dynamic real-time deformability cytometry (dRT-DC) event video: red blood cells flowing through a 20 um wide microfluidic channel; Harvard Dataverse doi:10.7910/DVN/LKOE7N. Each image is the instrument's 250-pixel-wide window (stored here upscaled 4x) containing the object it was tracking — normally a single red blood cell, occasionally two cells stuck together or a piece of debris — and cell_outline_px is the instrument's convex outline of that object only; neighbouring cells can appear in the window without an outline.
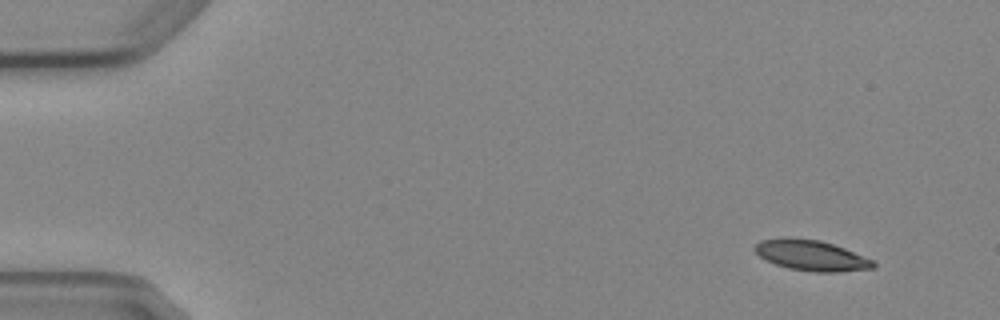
{"species": "Egyptian fruit bat (a non-hibernating species)", "species_latin": "Rousettus aegyptiacus", "temperature_condition": "cold", "stored_images_in_passage": 5, "camera_frame_rate_fps": 3000, "um_per_image_px": 0.085, "animal": {"sex": "female"}, "frame": {"image": 1, "passage_image": 1, "time_ms": 0.0, "image_size_px": [1000, 320], "cell_outline_px": [[876, 268], [840, 272], [816, 272], [788, 268], [764, 260], [752, 248], [760, 240], [820, 240], [844, 248], [872, 260], [876, 264]], "centroid_in_image_um": [69.0, 21.76], "position_along_channel_um": 16.0, "area_um2": 20.4}}
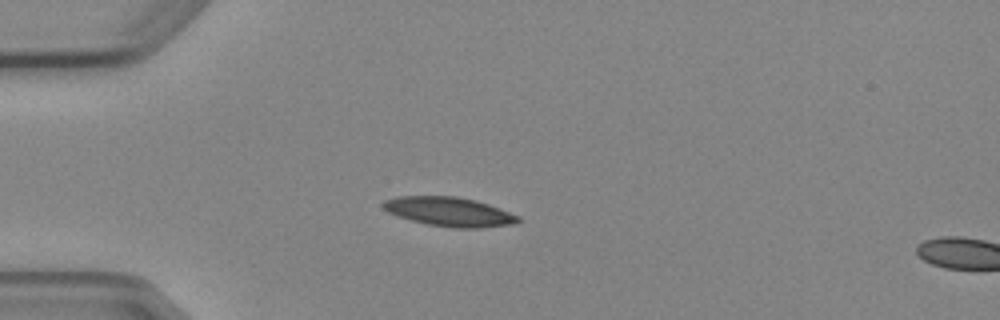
{"frame": {"image": 2, "passage_image": 4, "time_ms": 3.333, "image_size_px": [1000, 320], "cell_outline_px": [[520, 220], [516, 224], [480, 228], [456, 228], [428, 224], [412, 220], [388, 212], [380, 204], [384, 200], [396, 196], [456, 196], [476, 200], [488, 204], [520, 216]], "centroid_in_image_um": [38.21, 17.99], "position_along_channel_um": 46.8, "area_um2": 22.95}}